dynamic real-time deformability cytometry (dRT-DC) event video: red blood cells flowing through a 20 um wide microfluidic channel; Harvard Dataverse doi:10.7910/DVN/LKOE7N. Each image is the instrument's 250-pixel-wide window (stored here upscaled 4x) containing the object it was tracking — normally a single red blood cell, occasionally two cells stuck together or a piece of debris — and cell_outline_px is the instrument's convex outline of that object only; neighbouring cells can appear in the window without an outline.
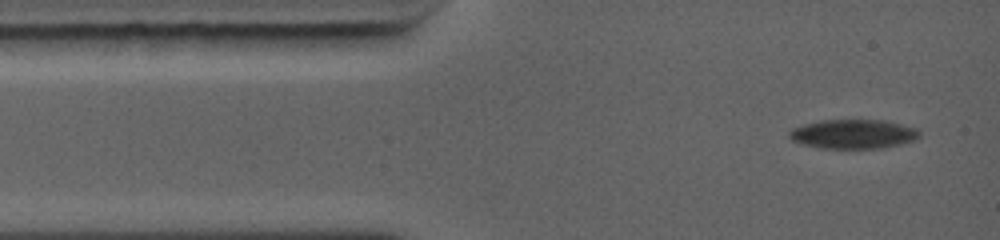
{"species": "common noctule bat (a hibernating species)", "species_latin": "Nyctalus noctula", "temperature_condition": "warm", "stored_images_in_passage": 35, "segment_of_instrument_passage": [1, 2], "camera_frame_rate_fps": 5000, "um_per_image_px": 0.085, "animal": {"sex": "female", "body_mass_g": 19.0, "forearm_length_mm": 56.7}, "frame": {"image": 1, "passage_image": 1, "time_ms": 0.0, "image_size_px": [1000, 240], "cell_outline_px": [[920, 136], [916, 140], [900, 144], [880, 148], [820, 148], [804, 144], [792, 140], [788, 136], [788, 132], [792, 128], [804, 124], [820, 120], [880, 120], [900, 124], [916, 128], [920, 132]], "centroid_in_image_um": [72.52, 11.39], "position_along_channel_um": 12.5, "area_um2": 22.08}}
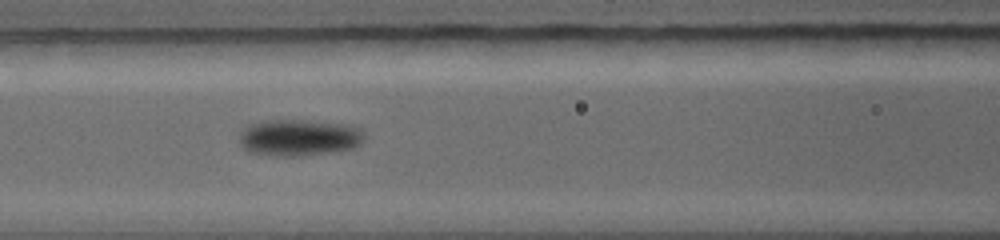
{"frame": {"image": 2, "passage_image": 11, "time_ms": 4.2, "image_size_px": [1000, 240], "cell_outline_px": [[368, 136], [360, 144], [352, 148], [328, 152], [300, 156], [268, 156], [248, 152], [240, 144], [240, 132], [248, 124], [264, 120], [308, 120], [352, 124], [360, 128]], "centroid_in_image_um": [25.43, 11.68], "position_along_channel_um": 141.2, "area_um2": 27.22}}
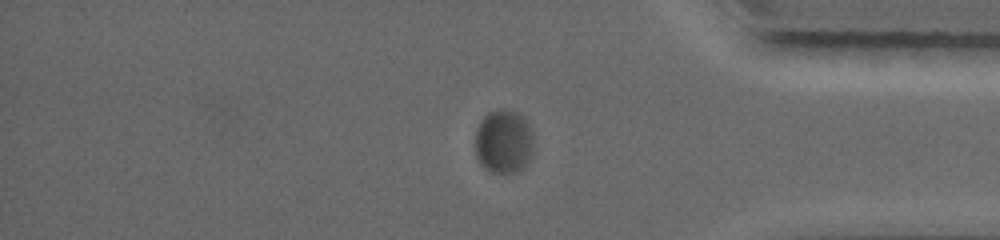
{"frame": {"image": 3, "passage_image": 25, "time_ms": 10.4, "image_size_px": [1000, 240], "cell_outline_px": [[532, 156], [524, 168], [516, 172], [492, 172], [484, 168], [480, 164], [476, 156], [476, 128], [484, 116], [488, 112], [500, 108], [504, 108], [516, 112], [524, 116], [532, 128]], "centroid_in_image_um": [42.83, 12.01], "position_along_channel_um": 392.4, "area_um2": 22.08}}